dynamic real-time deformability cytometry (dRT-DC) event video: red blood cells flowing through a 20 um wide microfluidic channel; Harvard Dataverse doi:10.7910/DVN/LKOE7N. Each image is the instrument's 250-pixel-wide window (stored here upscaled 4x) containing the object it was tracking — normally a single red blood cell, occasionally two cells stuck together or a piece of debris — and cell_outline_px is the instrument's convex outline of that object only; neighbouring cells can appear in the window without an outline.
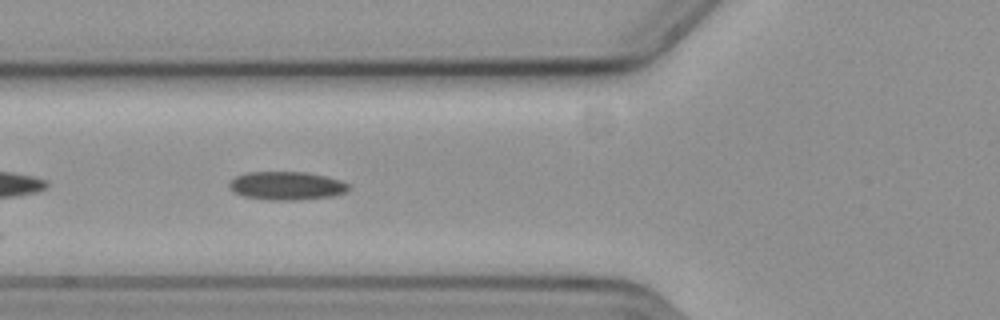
{"species": "common noctule bat (a hibernating species)", "species_latin": "Nyctalus noctula", "temperature_condition": "cold", "stored_images_in_passage": 44, "segment_of_instrument_passage": [1, 2], "camera_frame_rate_fps": 3000, "um_per_image_px": 0.085, "animal": {"sex": "female", "body_mass_g": 19.3, "forearm_length_mm": 54.1}, "frame": {"image": 1, "passage_image": 7, "time_ms": 2.0, "image_size_px": [1000, 320], "cell_outline_px": [[352, 188], [344, 192], [332, 196], [300, 200], [272, 200], [244, 196], [232, 192], [228, 188], [228, 184], [236, 176], [244, 172], [308, 172], [328, 176], [352, 184]], "centroid_in_image_um": [24.39, 15.78], "position_along_channel_um": 101.4, "area_um2": 20.06}}
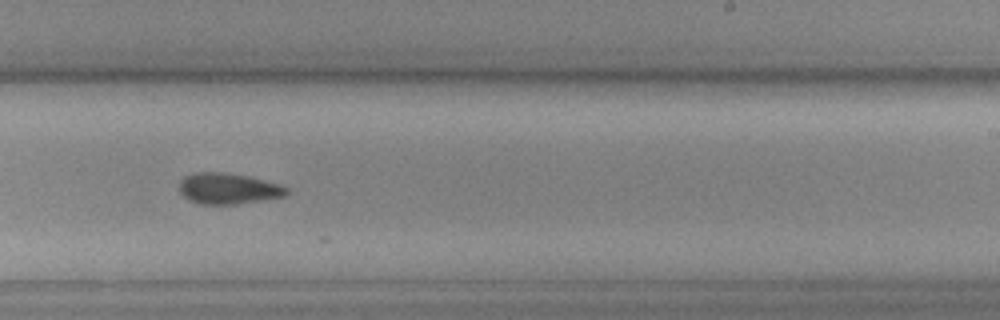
{"frame": {"image": 2, "passage_image": 21, "time_ms": 6.667, "image_size_px": [1000, 320], "cell_outline_px": [[288, 192], [284, 196], [236, 204], [200, 204], [188, 200], [176, 188], [180, 180], [184, 176], [192, 172], [220, 172], [248, 176], [280, 184], [288, 188]], "centroid_in_image_um": [19.32, 16.02], "position_along_channel_um": 269.7, "area_um2": 19.48}}
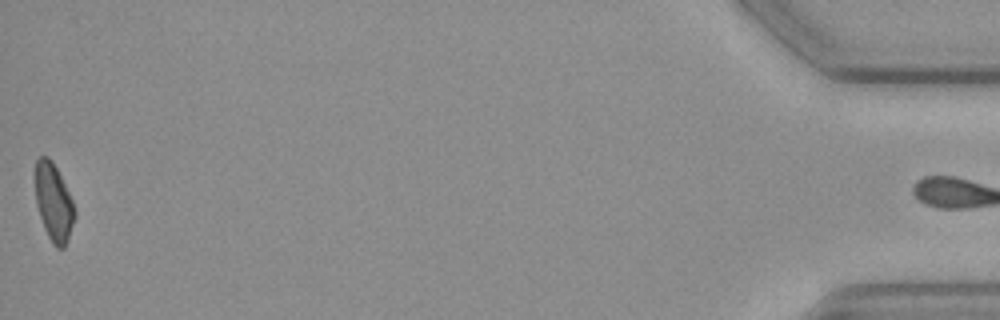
{"frame": {"image": 3, "passage_image": 43, "time_ms": 14.0, "image_size_px": [1000, 320], "cell_outline_px": [[76, 216], [68, 240], [64, 248], [56, 248], [52, 244], [44, 228], [36, 204], [36, 160], [40, 156], [48, 156], [52, 160], [72, 200], [76, 212]], "centroid_in_image_um": [4.57, 17.24], "position_along_channel_um": 430.6, "area_um2": 17.69}}